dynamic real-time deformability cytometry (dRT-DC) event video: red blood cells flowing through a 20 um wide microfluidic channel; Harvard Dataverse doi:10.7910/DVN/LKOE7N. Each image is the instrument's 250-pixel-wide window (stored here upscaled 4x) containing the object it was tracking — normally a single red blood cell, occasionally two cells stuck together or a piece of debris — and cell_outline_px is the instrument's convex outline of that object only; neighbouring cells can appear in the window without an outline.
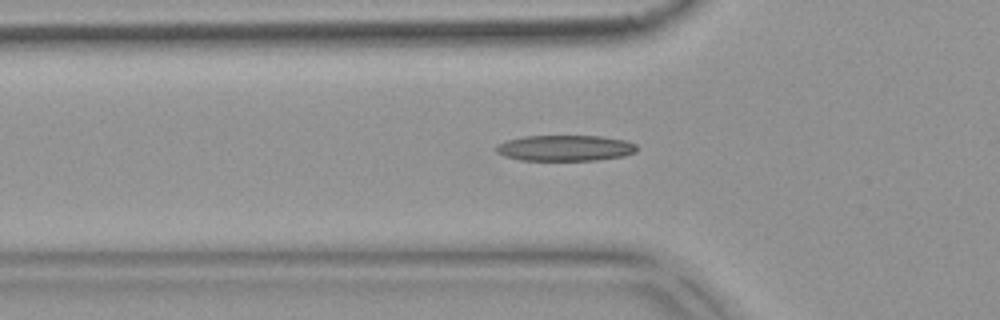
{"species": "common noctule bat (a hibernating species)", "species_latin": "Nyctalus noctula", "temperature_condition": "warm", "stored_images_in_passage": 32, "camera_frame_rate_fps": 3000, "um_per_image_px": 0.085, "animal": {"sex": "female", "body_mass_g": 18.4}, "frame": {"image": 1, "passage_image": 4, "time_ms": 1.0, "image_size_px": [1000, 320], "cell_outline_px": [[636, 152], [624, 156], [596, 160], [520, 160], [504, 156], [496, 152], [492, 148], [496, 144], [508, 140], [524, 136], [600, 136], [624, 140], [636, 144]], "centroid_in_image_um": [47.99, 12.58], "position_along_channel_um": 77.8, "area_um2": 21.27}}
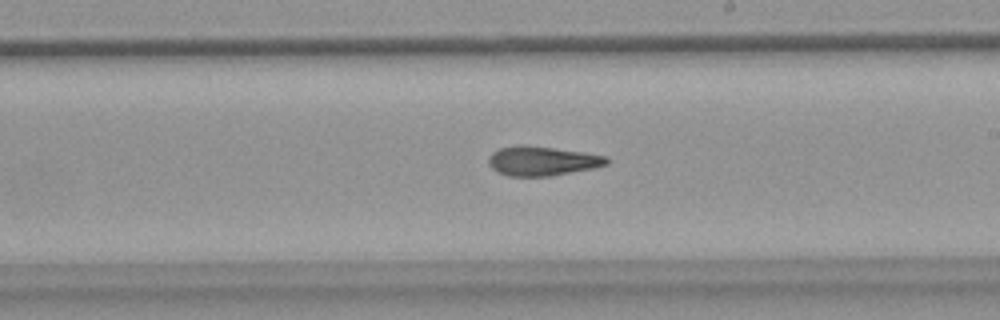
{"frame": {"image": 2, "passage_image": 17, "time_ms": 5.333, "image_size_px": [1000, 320], "cell_outline_px": [[608, 164], [592, 168], [552, 176], [508, 176], [496, 172], [488, 164], [488, 156], [492, 152], [500, 148], [520, 144], [584, 152], [608, 156]], "centroid_in_image_um": [46.05, 13.68], "position_along_channel_um": 242.9, "area_um2": 20.29}}
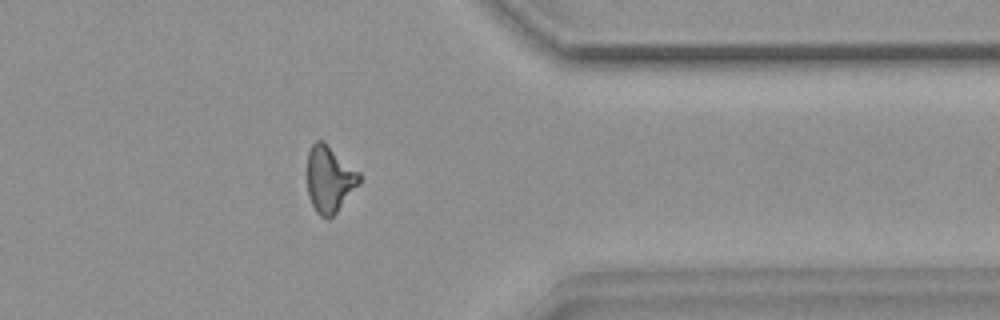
{"frame": {"image": 3, "passage_image": 29, "time_ms": 9.333, "image_size_px": [1000, 320], "cell_outline_px": [[360, 184], [336, 212], [328, 220], [320, 216], [316, 212], [308, 196], [308, 152], [312, 144], [316, 140], [324, 140], [360, 172]], "centroid_in_image_um": [28.02, 15.21], "position_along_channel_um": 383.4, "area_um2": 20.35}, "authors_computed_cell_mechanics": {"area_um2": 20.3745, "velocity_mm_per_s": 3.8154, "shape_relaxation_time_tau1_ms": null, "shape_relaxation_time_tau2_ms": 5.1533, "deformation_change_tau1": null, "deformation_change_tau2": 0.1621}}